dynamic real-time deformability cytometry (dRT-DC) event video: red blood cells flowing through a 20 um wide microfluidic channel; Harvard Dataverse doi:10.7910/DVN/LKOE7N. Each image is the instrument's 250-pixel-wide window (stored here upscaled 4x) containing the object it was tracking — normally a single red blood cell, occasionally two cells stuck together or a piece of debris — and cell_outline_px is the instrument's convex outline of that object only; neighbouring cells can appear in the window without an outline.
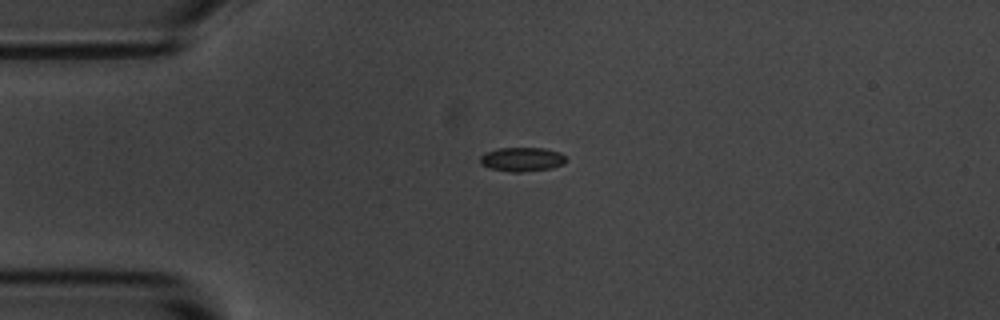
{"species": "common noctule bat (a hibernating species)", "species_latin": "Nyctalus noctula", "temperature_condition": "room temperature", "stored_images_in_passage": 2, "camera_frame_rate_fps": 3000, "um_per_image_px": 0.085, "animal": {"sex": "male", "body_mass_g": 20.1, "forearm_length_mm": 53.5}, "frame": {"image": 1, "passage_image": 1, "time_ms": 0.0, "image_size_px": [1000, 320], "cell_outline_px": [[568, 160], [564, 164], [552, 168], [520, 172], [512, 172], [492, 168], [480, 164], [480, 156], [484, 152], [500, 148], [544, 148], [560, 152]], "centroid_in_image_um": [44.39, 13.53], "position_along_channel_um": 40.6, "area_um2": 12.08}}